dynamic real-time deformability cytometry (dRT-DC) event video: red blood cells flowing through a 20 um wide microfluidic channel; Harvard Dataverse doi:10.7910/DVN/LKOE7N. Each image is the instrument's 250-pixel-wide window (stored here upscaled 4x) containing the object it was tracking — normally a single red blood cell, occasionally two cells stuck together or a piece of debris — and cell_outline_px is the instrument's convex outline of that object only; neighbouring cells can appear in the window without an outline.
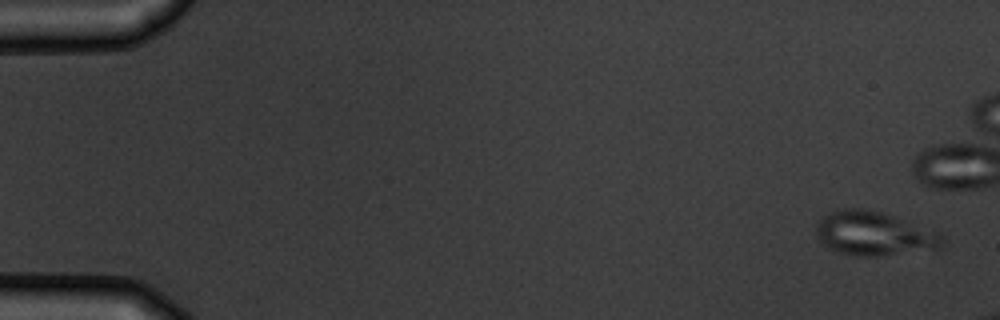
{"species": "common noctule bat (a hibernating species)", "species_latin": "Nyctalus noctula", "temperature_condition": "warm", "stored_images_in_passage": 5, "camera_frame_rate_fps": 3000, "um_per_image_px": 0.085, "animal": {"sex": "male", "body_mass_g": 19.5, "forearm_length_mm": 54.6}, "frame": {"image": 1, "passage_image": 1, "time_ms": 0.0, "image_size_px": [1000, 320], "cell_outline_px": [[944, 248], [880, 256], [856, 256], [836, 252], [828, 248], [816, 236], [816, 224], [824, 216], [832, 212], [844, 208], [864, 208], [896, 216], [940, 232], [944, 236]], "centroid_in_image_um": [74.34, 19.87], "position_along_channel_um": 10.7, "area_um2": 32.71}}